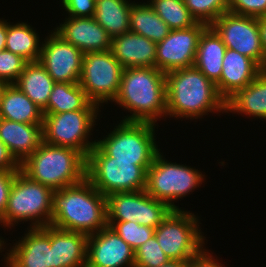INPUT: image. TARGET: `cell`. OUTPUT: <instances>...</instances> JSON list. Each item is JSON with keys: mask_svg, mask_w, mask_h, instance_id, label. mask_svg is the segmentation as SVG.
Here are the masks:
<instances>
[{"mask_svg": "<svg viewBox=\"0 0 266 267\" xmlns=\"http://www.w3.org/2000/svg\"><path fill=\"white\" fill-rule=\"evenodd\" d=\"M55 81L39 62H27L14 83L42 112L47 108Z\"/></svg>", "mask_w": 266, "mask_h": 267, "instance_id": "cell-25", "label": "cell"}, {"mask_svg": "<svg viewBox=\"0 0 266 267\" xmlns=\"http://www.w3.org/2000/svg\"><path fill=\"white\" fill-rule=\"evenodd\" d=\"M50 225L87 236L108 226L106 198L87 179L52 194Z\"/></svg>", "mask_w": 266, "mask_h": 267, "instance_id": "cell-1", "label": "cell"}, {"mask_svg": "<svg viewBox=\"0 0 266 267\" xmlns=\"http://www.w3.org/2000/svg\"><path fill=\"white\" fill-rule=\"evenodd\" d=\"M262 71L251 58L227 48L222 60L221 77L215 84L217 91L226 101L236 91L245 88Z\"/></svg>", "mask_w": 266, "mask_h": 267, "instance_id": "cell-19", "label": "cell"}, {"mask_svg": "<svg viewBox=\"0 0 266 267\" xmlns=\"http://www.w3.org/2000/svg\"><path fill=\"white\" fill-rule=\"evenodd\" d=\"M228 49L251 58L266 70V56L261 44L258 18L227 11L211 25Z\"/></svg>", "mask_w": 266, "mask_h": 267, "instance_id": "cell-12", "label": "cell"}, {"mask_svg": "<svg viewBox=\"0 0 266 267\" xmlns=\"http://www.w3.org/2000/svg\"><path fill=\"white\" fill-rule=\"evenodd\" d=\"M76 110H99L91 102L79 83H55L43 114H58Z\"/></svg>", "mask_w": 266, "mask_h": 267, "instance_id": "cell-27", "label": "cell"}, {"mask_svg": "<svg viewBox=\"0 0 266 267\" xmlns=\"http://www.w3.org/2000/svg\"><path fill=\"white\" fill-rule=\"evenodd\" d=\"M227 47L211 26L200 35L194 66L216 84L221 77L222 60Z\"/></svg>", "mask_w": 266, "mask_h": 267, "instance_id": "cell-24", "label": "cell"}, {"mask_svg": "<svg viewBox=\"0 0 266 267\" xmlns=\"http://www.w3.org/2000/svg\"><path fill=\"white\" fill-rule=\"evenodd\" d=\"M53 192L51 188L29 179L19 171L15 176L0 225L2 223L4 228H11L21 221H30V228L50 225Z\"/></svg>", "mask_w": 266, "mask_h": 267, "instance_id": "cell-6", "label": "cell"}, {"mask_svg": "<svg viewBox=\"0 0 266 267\" xmlns=\"http://www.w3.org/2000/svg\"><path fill=\"white\" fill-rule=\"evenodd\" d=\"M147 171L137 161H113L94 146L88 156L86 179L103 195L146 189Z\"/></svg>", "mask_w": 266, "mask_h": 267, "instance_id": "cell-7", "label": "cell"}, {"mask_svg": "<svg viewBox=\"0 0 266 267\" xmlns=\"http://www.w3.org/2000/svg\"><path fill=\"white\" fill-rule=\"evenodd\" d=\"M115 127L104 139L95 140V146L113 161H137L147 171L160 152L156 124L121 120Z\"/></svg>", "mask_w": 266, "mask_h": 267, "instance_id": "cell-5", "label": "cell"}, {"mask_svg": "<svg viewBox=\"0 0 266 267\" xmlns=\"http://www.w3.org/2000/svg\"><path fill=\"white\" fill-rule=\"evenodd\" d=\"M0 140L21 164L43 141L42 125L0 118Z\"/></svg>", "mask_w": 266, "mask_h": 267, "instance_id": "cell-21", "label": "cell"}, {"mask_svg": "<svg viewBox=\"0 0 266 267\" xmlns=\"http://www.w3.org/2000/svg\"><path fill=\"white\" fill-rule=\"evenodd\" d=\"M166 96L164 72L151 67H130L123 69L120 89L113 102L130 112L124 121L155 124L164 115L166 118Z\"/></svg>", "mask_w": 266, "mask_h": 267, "instance_id": "cell-3", "label": "cell"}, {"mask_svg": "<svg viewBox=\"0 0 266 267\" xmlns=\"http://www.w3.org/2000/svg\"><path fill=\"white\" fill-rule=\"evenodd\" d=\"M70 17H94L95 0H61Z\"/></svg>", "mask_w": 266, "mask_h": 267, "instance_id": "cell-37", "label": "cell"}, {"mask_svg": "<svg viewBox=\"0 0 266 267\" xmlns=\"http://www.w3.org/2000/svg\"><path fill=\"white\" fill-rule=\"evenodd\" d=\"M0 170L20 171V163L11 154L8 147L0 140Z\"/></svg>", "mask_w": 266, "mask_h": 267, "instance_id": "cell-39", "label": "cell"}, {"mask_svg": "<svg viewBox=\"0 0 266 267\" xmlns=\"http://www.w3.org/2000/svg\"><path fill=\"white\" fill-rule=\"evenodd\" d=\"M18 172L0 170V219L4 216L10 191Z\"/></svg>", "mask_w": 266, "mask_h": 267, "instance_id": "cell-38", "label": "cell"}, {"mask_svg": "<svg viewBox=\"0 0 266 267\" xmlns=\"http://www.w3.org/2000/svg\"><path fill=\"white\" fill-rule=\"evenodd\" d=\"M110 50L123 68H156L157 43L137 33L128 31L114 37Z\"/></svg>", "mask_w": 266, "mask_h": 267, "instance_id": "cell-20", "label": "cell"}, {"mask_svg": "<svg viewBox=\"0 0 266 267\" xmlns=\"http://www.w3.org/2000/svg\"><path fill=\"white\" fill-rule=\"evenodd\" d=\"M3 238L0 236V252L2 253L4 250L2 249H5V244L6 242L4 241V239L2 240ZM3 246V247H2Z\"/></svg>", "mask_w": 266, "mask_h": 267, "instance_id": "cell-45", "label": "cell"}, {"mask_svg": "<svg viewBox=\"0 0 266 267\" xmlns=\"http://www.w3.org/2000/svg\"><path fill=\"white\" fill-rule=\"evenodd\" d=\"M206 27V24L197 22L187 29L170 30L169 34L157 43L156 68L167 73L193 66L198 41Z\"/></svg>", "mask_w": 266, "mask_h": 267, "instance_id": "cell-15", "label": "cell"}, {"mask_svg": "<svg viewBox=\"0 0 266 267\" xmlns=\"http://www.w3.org/2000/svg\"><path fill=\"white\" fill-rule=\"evenodd\" d=\"M31 25L24 22H10L7 28L5 49L20 55L27 62L39 61L41 55V42L39 34Z\"/></svg>", "mask_w": 266, "mask_h": 267, "instance_id": "cell-30", "label": "cell"}, {"mask_svg": "<svg viewBox=\"0 0 266 267\" xmlns=\"http://www.w3.org/2000/svg\"><path fill=\"white\" fill-rule=\"evenodd\" d=\"M54 31L84 54L111 49L112 38L94 17L65 18Z\"/></svg>", "mask_w": 266, "mask_h": 267, "instance_id": "cell-18", "label": "cell"}, {"mask_svg": "<svg viewBox=\"0 0 266 267\" xmlns=\"http://www.w3.org/2000/svg\"><path fill=\"white\" fill-rule=\"evenodd\" d=\"M159 152L147 170L145 191L171 209H181L174 204L182 200L204 181L202 172L187 165L169 162ZM174 201V202H173Z\"/></svg>", "mask_w": 266, "mask_h": 267, "instance_id": "cell-8", "label": "cell"}, {"mask_svg": "<svg viewBox=\"0 0 266 267\" xmlns=\"http://www.w3.org/2000/svg\"><path fill=\"white\" fill-rule=\"evenodd\" d=\"M194 213L172 209L155 228V237L170 260L190 261L204 247L205 236Z\"/></svg>", "mask_w": 266, "mask_h": 267, "instance_id": "cell-9", "label": "cell"}, {"mask_svg": "<svg viewBox=\"0 0 266 267\" xmlns=\"http://www.w3.org/2000/svg\"><path fill=\"white\" fill-rule=\"evenodd\" d=\"M0 118L43 125V112L15 84H8L0 104Z\"/></svg>", "mask_w": 266, "mask_h": 267, "instance_id": "cell-26", "label": "cell"}, {"mask_svg": "<svg viewBox=\"0 0 266 267\" xmlns=\"http://www.w3.org/2000/svg\"><path fill=\"white\" fill-rule=\"evenodd\" d=\"M228 11L251 17L266 16V0H229Z\"/></svg>", "mask_w": 266, "mask_h": 267, "instance_id": "cell-36", "label": "cell"}, {"mask_svg": "<svg viewBox=\"0 0 266 267\" xmlns=\"http://www.w3.org/2000/svg\"><path fill=\"white\" fill-rule=\"evenodd\" d=\"M24 234L5 252L4 267H52L51 225L29 228Z\"/></svg>", "mask_w": 266, "mask_h": 267, "instance_id": "cell-16", "label": "cell"}, {"mask_svg": "<svg viewBox=\"0 0 266 267\" xmlns=\"http://www.w3.org/2000/svg\"><path fill=\"white\" fill-rule=\"evenodd\" d=\"M130 31L158 43L169 34L168 25L158 16L150 4L134 1L130 9Z\"/></svg>", "mask_w": 266, "mask_h": 267, "instance_id": "cell-29", "label": "cell"}, {"mask_svg": "<svg viewBox=\"0 0 266 267\" xmlns=\"http://www.w3.org/2000/svg\"><path fill=\"white\" fill-rule=\"evenodd\" d=\"M105 198L107 221H133L155 229L172 210L145 190L118 192Z\"/></svg>", "mask_w": 266, "mask_h": 267, "instance_id": "cell-13", "label": "cell"}, {"mask_svg": "<svg viewBox=\"0 0 266 267\" xmlns=\"http://www.w3.org/2000/svg\"><path fill=\"white\" fill-rule=\"evenodd\" d=\"M111 227L130 247L136 251L155 234V229L133 221H107Z\"/></svg>", "mask_w": 266, "mask_h": 267, "instance_id": "cell-33", "label": "cell"}, {"mask_svg": "<svg viewBox=\"0 0 266 267\" xmlns=\"http://www.w3.org/2000/svg\"><path fill=\"white\" fill-rule=\"evenodd\" d=\"M51 32L42 42L39 62L56 83H79L84 53Z\"/></svg>", "mask_w": 266, "mask_h": 267, "instance_id": "cell-14", "label": "cell"}, {"mask_svg": "<svg viewBox=\"0 0 266 267\" xmlns=\"http://www.w3.org/2000/svg\"><path fill=\"white\" fill-rule=\"evenodd\" d=\"M147 2L170 30L187 29L197 23L183 0H150Z\"/></svg>", "mask_w": 266, "mask_h": 267, "instance_id": "cell-31", "label": "cell"}, {"mask_svg": "<svg viewBox=\"0 0 266 267\" xmlns=\"http://www.w3.org/2000/svg\"><path fill=\"white\" fill-rule=\"evenodd\" d=\"M217 259H214L212 252L202 249L196 256L190 260V267H223ZM225 267V266H224Z\"/></svg>", "mask_w": 266, "mask_h": 267, "instance_id": "cell-40", "label": "cell"}, {"mask_svg": "<svg viewBox=\"0 0 266 267\" xmlns=\"http://www.w3.org/2000/svg\"><path fill=\"white\" fill-rule=\"evenodd\" d=\"M86 165L87 158L81 152L42 141L20 164V171L29 179L57 191L85 180Z\"/></svg>", "mask_w": 266, "mask_h": 267, "instance_id": "cell-4", "label": "cell"}, {"mask_svg": "<svg viewBox=\"0 0 266 267\" xmlns=\"http://www.w3.org/2000/svg\"><path fill=\"white\" fill-rule=\"evenodd\" d=\"M7 86H8L7 82H4V81L0 80V104H1V101H2L3 93H4V91H5Z\"/></svg>", "mask_w": 266, "mask_h": 267, "instance_id": "cell-44", "label": "cell"}, {"mask_svg": "<svg viewBox=\"0 0 266 267\" xmlns=\"http://www.w3.org/2000/svg\"><path fill=\"white\" fill-rule=\"evenodd\" d=\"M196 22L210 26L229 9V0H183Z\"/></svg>", "mask_w": 266, "mask_h": 267, "instance_id": "cell-32", "label": "cell"}, {"mask_svg": "<svg viewBox=\"0 0 266 267\" xmlns=\"http://www.w3.org/2000/svg\"><path fill=\"white\" fill-rule=\"evenodd\" d=\"M167 115L199 119L208 112H225V100L216 85L197 67L190 66L165 73Z\"/></svg>", "mask_w": 266, "mask_h": 267, "instance_id": "cell-2", "label": "cell"}, {"mask_svg": "<svg viewBox=\"0 0 266 267\" xmlns=\"http://www.w3.org/2000/svg\"><path fill=\"white\" fill-rule=\"evenodd\" d=\"M27 61L8 50L0 51V80L14 84L23 72Z\"/></svg>", "mask_w": 266, "mask_h": 267, "instance_id": "cell-35", "label": "cell"}, {"mask_svg": "<svg viewBox=\"0 0 266 267\" xmlns=\"http://www.w3.org/2000/svg\"><path fill=\"white\" fill-rule=\"evenodd\" d=\"M160 267H190V261L169 260L167 263Z\"/></svg>", "mask_w": 266, "mask_h": 267, "instance_id": "cell-43", "label": "cell"}, {"mask_svg": "<svg viewBox=\"0 0 266 267\" xmlns=\"http://www.w3.org/2000/svg\"><path fill=\"white\" fill-rule=\"evenodd\" d=\"M123 69L111 50L85 53L79 84L87 98L101 107L116 98Z\"/></svg>", "mask_w": 266, "mask_h": 267, "instance_id": "cell-11", "label": "cell"}, {"mask_svg": "<svg viewBox=\"0 0 266 267\" xmlns=\"http://www.w3.org/2000/svg\"><path fill=\"white\" fill-rule=\"evenodd\" d=\"M261 44L266 56V16L258 18Z\"/></svg>", "mask_w": 266, "mask_h": 267, "instance_id": "cell-41", "label": "cell"}, {"mask_svg": "<svg viewBox=\"0 0 266 267\" xmlns=\"http://www.w3.org/2000/svg\"><path fill=\"white\" fill-rule=\"evenodd\" d=\"M135 251L111 227L87 238L86 267H134Z\"/></svg>", "mask_w": 266, "mask_h": 267, "instance_id": "cell-17", "label": "cell"}, {"mask_svg": "<svg viewBox=\"0 0 266 267\" xmlns=\"http://www.w3.org/2000/svg\"><path fill=\"white\" fill-rule=\"evenodd\" d=\"M169 260L154 235L135 251L134 267H160Z\"/></svg>", "mask_w": 266, "mask_h": 267, "instance_id": "cell-34", "label": "cell"}, {"mask_svg": "<svg viewBox=\"0 0 266 267\" xmlns=\"http://www.w3.org/2000/svg\"><path fill=\"white\" fill-rule=\"evenodd\" d=\"M88 236L51 225L52 267H86Z\"/></svg>", "mask_w": 266, "mask_h": 267, "instance_id": "cell-22", "label": "cell"}, {"mask_svg": "<svg viewBox=\"0 0 266 267\" xmlns=\"http://www.w3.org/2000/svg\"><path fill=\"white\" fill-rule=\"evenodd\" d=\"M131 6L130 0H98L94 18L113 39L130 31Z\"/></svg>", "mask_w": 266, "mask_h": 267, "instance_id": "cell-28", "label": "cell"}, {"mask_svg": "<svg viewBox=\"0 0 266 267\" xmlns=\"http://www.w3.org/2000/svg\"><path fill=\"white\" fill-rule=\"evenodd\" d=\"M98 114L99 110L43 114V142L75 149L87 158L96 144V141H89V136Z\"/></svg>", "mask_w": 266, "mask_h": 267, "instance_id": "cell-10", "label": "cell"}, {"mask_svg": "<svg viewBox=\"0 0 266 267\" xmlns=\"http://www.w3.org/2000/svg\"><path fill=\"white\" fill-rule=\"evenodd\" d=\"M7 20L0 19V51L5 50L6 38H7Z\"/></svg>", "mask_w": 266, "mask_h": 267, "instance_id": "cell-42", "label": "cell"}, {"mask_svg": "<svg viewBox=\"0 0 266 267\" xmlns=\"http://www.w3.org/2000/svg\"><path fill=\"white\" fill-rule=\"evenodd\" d=\"M225 112H237L260 118L261 121L266 120V70L225 101Z\"/></svg>", "mask_w": 266, "mask_h": 267, "instance_id": "cell-23", "label": "cell"}]
</instances>
